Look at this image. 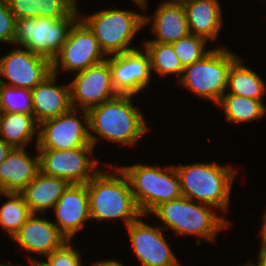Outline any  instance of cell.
I'll return each instance as SVG.
<instances>
[{
	"instance_id": "6da1fadb",
	"label": "cell",
	"mask_w": 266,
	"mask_h": 266,
	"mask_svg": "<svg viewBox=\"0 0 266 266\" xmlns=\"http://www.w3.org/2000/svg\"><path fill=\"white\" fill-rule=\"evenodd\" d=\"M133 95H117L88 111L83 110L85 126L89 127L90 141L93 146L99 139L92 133L111 142L134 146L147 132L143 113L132 104Z\"/></svg>"
},
{
	"instance_id": "7a4b0ae2",
	"label": "cell",
	"mask_w": 266,
	"mask_h": 266,
	"mask_svg": "<svg viewBox=\"0 0 266 266\" xmlns=\"http://www.w3.org/2000/svg\"><path fill=\"white\" fill-rule=\"evenodd\" d=\"M114 169L117 175L103 173V170H100L86 184L90 218L96 220L120 218L125 221L127 227L143 215L134 199L128 177L119 167Z\"/></svg>"
},
{
	"instance_id": "3957f363",
	"label": "cell",
	"mask_w": 266,
	"mask_h": 266,
	"mask_svg": "<svg viewBox=\"0 0 266 266\" xmlns=\"http://www.w3.org/2000/svg\"><path fill=\"white\" fill-rule=\"evenodd\" d=\"M175 167L182 196L227 211L233 180L237 174L235 169L217 163H194Z\"/></svg>"
},
{
	"instance_id": "277c9868",
	"label": "cell",
	"mask_w": 266,
	"mask_h": 266,
	"mask_svg": "<svg viewBox=\"0 0 266 266\" xmlns=\"http://www.w3.org/2000/svg\"><path fill=\"white\" fill-rule=\"evenodd\" d=\"M213 208L215 207L181 196L161 203L151 214L162 221L164 231L168 227L175 234L203 237L208 243L229 224L224 217L216 215Z\"/></svg>"
},
{
	"instance_id": "5b68a950",
	"label": "cell",
	"mask_w": 266,
	"mask_h": 266,
	"mask_svg": "<svg viewBox=\"0 0 266 266\" xmlns=\"http://www.w3.org/2000/svg\"><path fill=\"white\" fill-rule=\"evenodd\" d=\"M128 177L132 193L143 216L161 203L180 198V179L175 166H158L136 164L119 167Z\"/></svg>"
},
{
	"instance_id": "8992f818",
	"label": "cell",
	"mask_w": 266,
	"mask_h": 266,
	"mask_svg": "<svg viewBox=\"0 0 266 266\" xmlns=\"http://www.w3.org/2000/svg\"><path fill=\"white\" fill-rule=\"evenodd\" d=\"M238 58L228 48H212L202 59L184 67L179 83L217 104L227 91L229 69Z\"/></svg>"
},
{
	"instance_id": "52a82bcc",
	"label": "cell",
	"mask_w": 266,
	"mask_h": 266,
	"mask_svg": "<svg viewBox=\"0 0 266 266\" xmlns=\"http://www.w3.org/2000/svg\"><path fill=\"white\" fill-rule=\"evenodd\" d=\"M144 16L130 10L107 9L80 20L94 33L100 48L108 57L136 49L131 47V40L145 26Z\"/></svg>"
},
{
	"instance_id": "ba28073f",
	"label": "cell",
	"mask_w": 266,
	"mask_h": 266,
	"mask_svg": "<svg viewBox=\"0 0 266 266\" xmlns=\"http://www.w3.org/2000/svg\"><path fill=\"white\" fill-rule=\"evenodd\" d=\"M76 7L61 19L22 18L15 20L14 42L52 61L67 40L70 28L81 17Z\"/></svg>"
},
{
	"instance_id": "9c48e42d",
	"label": "cell",
	"mask_w": 266,
	"mask_h": 266,
	"mask_svg": "<svg viewBox=\"0 0 266 266\" xmlns=\"http://www.w3.org/2000/svg\"><path fill=\"white\" fill-rule=\"evenodd\" d=\"M93 151L94 146L66 150L37 149L40 171L65 179L70 184H87L100 171L97 169L99 160L89 158Z\"/></svg>"
},
{
	"instance_id": "30bf717a",
	"label": "cell",
	"mask_w": 266,
	"mask_h": 266,
	"mask_svg": "<svg viewBox=\"0 0 266 266\" xmlns=\"http://www.w3.org/2000/svg\"><path fill=\"white\" fill-rule=\"evenodd\" d=\"M106 59L94 33L78 19L70 28L60 52L51 61L52 72L58 75L60 68L66 72H81Z\"/></svg>"
},
{
	"instance_id": "8fae6325",
	"label": "cell",
	"mask_w": 266,
	"mask_h": 266,
	"mask_svg": "<svg viewBox=\"0 0 266 266\" xmlns=\"http://www.w3.org/2000/svg\"><path fill=\"white\" fill-rule=\"evenodd\" d=\"M69 85L72 108H82L81 111H88L119 95L113 86L109 56L106 60L78 72Z\"/></svg>"
},
{
	"instance_id": "7c38bea8",
	"label": "cell",
	"mask_w": 266,
	"mask_h": 266,
	"mask_svg": "<svg viewBox=\"0 0 266 266\" xmlns=\"http://www.w3.org/2000/svg\"><path fill=\"white\" fill-rule=\"evenodd\" d=\"M79 109L71 108L66 113L39 123L37 149H75L93 146L89 127H85L77 117Z\"/></svg>"
},
{
	"instance_id": "4fadbf2b",
	"label": "cell",
	"mask_w": 266,
	"mask_h": 266,
	"mask_svg": "<svg viewBox=\"0 0 266 266\" xmlns=\"http://www.w3.org/2000/svg\"><path fill=\"white\" fill-rule=\"evenodd\" d=\"M51 73L49 59L24 47L13 49L0 58V84L32 90Z\"/></svg>"
},
{
	"instance_id": "5bb4252c",
	"label": "cell",
	"mask_w": 266,
	"mask_h": 266,
	"mask_svg": "<svg viewBox=\"0 0 266 266\" xmlns=\"http://www.w3.org/2000/svg\"><path fill=\"white\" fill-rule=\"evenodd\" d=\"M127 230L135 256L143 266H180L162 227H152L139 217L127 226Z\"/></svg>"
},
{
	"instance_id": "9a60e30c",
	"label": "cell",
	"mask_w": 266,
	"mask_h": 266,
	"mask_svg": "<svg viewBox=\"0 0 266 266\" xmlns=\"http://www.w3.org/2000/svg\"><path fill=\"white\" fill-rule=\"evenodd\" d=\"M113 86L120 95H136L152 77L150 57L145 50L134 49L109 56Z\"/></svg>"
},
{
	"instance_id": "2e32d148",
	"label": "cell",
	"mask_w": 266,
	"mask_h": 266,
	"mask_svg": "<svg viewBox=\"0 0 266 266\" xmlns=\"http://www.w3.org/2000/svg\"><path fill=\"white\" fill-rule=\"evenodd\" d=\"M60 232L72 240L77 231L90 220L89 196L86 184H71L53 207Z\"/></svg>"
},
{
	"instance_id": "e0dca14e",
	"label": "cell",
	"mask_w": 266,
	"mask_h": 266,
	"mask_svg": "<svg viewBox=\"0 0 266 266\" xmlns=\"http://www.w3.org/2000/svg\"><path fill=\"white\" fill-rule=\"evenodd\" d=\"M36 215L31 214L28 217L12 241L26 251L47 256L61 247L67 238L53 222Z\"/></svg>"
},
{
	"instance_id": "ac0fdd59",
	"label": "cell",
	"mask_w": 266,
	"mask_h": 266,
	"mask_svg": "<svg viewBox=\"0 0 266 266\" xmlns=\"http://www.w3.org/2000/svg\"><path fill=\"white\" fill-rule=\"evenodd\" d=\"M57 75L49 74L31 90L33 115L38 123L57 117L72 108L70 85L56 84Z\"/></svg>"
},
{
	"instance_id": "d6986e66",
	"label": "cell",
	"mask_w": 266,
	"mask_h": 266,
	"mask_svg": "<svg viewBox=\"0 0 266 266\" xmlns=\"http://www.w3.org/2000/svg\"><path fill=\"white\" fill-rule=\"evenodd\" d=\"M153 21H152V20ZM152 23L156 38L145 42L173 43L190 34L183 2H162L151 16H144V25Z\"/></svg>"
},
{
	"instance_id": "ffe728a7",
	"label": "cell",
	"mask_w": 266,
	"mask_h": 266,
	"mask_svg": "<svg viewBox=\"0 0 266 266\" xmlns=\"http://www.w3.org/2000/svg\"><path fill=\"white\" fill-rule=\"evenodd\" d=\"M39 171V153L30 157L25 148H12L0 164V192L20 193Z\"/></svg>"
},
{
	"instance_id": "44dd1931",
	"label": "cell",
	"mask_w": 266,
	"mask_h": 266,
	"mask_svg": "<svg viewBox=\"0 0 266 266\" xmlns=\"http://www.w3.org/2000/svg\"><path fill=\"white\" fill-rule=\"evenodd\" d=\"M188 26L191 34L214 41L222 26V10L218 0H186Z\"/></svg>"
},
{
	"instance_id": "7402d4cb",
	"label": "cell",
	"mask_w": 266,
	"mask_h": 266,
	"mask_svg": "<svg viewBox=\"0 0 266 266\" xmlns=\"http://www.w3.org/2000/svg\"><path fill=\"white\" fill-rule=\"evenodd\" d=\"M70 185L65 179L48 176L39 171L20 193L31 214H42L46 209H52L55 206Z\"/></svg>"
},
{
	"instance_id": "603a6c76",
	"label": "cell",
	"mask_w": 266,
	"mask_h": 266,
	"mask_svg": "<svg viewBox=\"0 0 266 266\" xmlns=\"http://www.w3.org/2000/svg\"><path fill=\"white\" fill-rule=\"evenodd\" d=\"M39 123L33 114L1 112L0 139L12 148H25L33 136L38 139Z\"/></svg>"
},
{
	"instance_id": "cb8c5ba5",
	"label": "cell",
	"mask_w": 266,
	"mask_h": 266,
	"mask_svg": "<svg viewBox=\"0 0 266 266\" xmlns=\"http://www.w3.org/2000/svg\"><path fill=\"white\" fill-rule=\"evenodd\" d=\"M15 19L68 16L78 5L76 0H6Z\"/></svg>"
},
{
	"instance_id": "d4e9b609",
	"label": "cell",
	"mask_w": 266,
	"mask_h": 266,
	"mask_svg": "<svg viewBox=\"0 0 266 266\" xmlns=\"http://www.w3.org/2000/svg\"><path fill=\"white\" fill-rule=\"evenodd\" d=\"M240 57L231 65L228 73V86L226 94H235L248 97L254 100H262L266 93V85L263 79L251 70L242 65Z\"/></svg>"
},
{
	"instance_id": "484cf974",
	"label": "cell",
	"mask_w": 266,
	"mask_h": 266,
	"mask_svg": "<svg viewBox=\"0 0 266 266\" xmlns=\"http://www.w3.org/2000/svg\"><path fill=\"white\" fill-rule=\"evenodd\" d=\"M217 104L222 107L226 120L231 123L254 121L266 115V106L262 100L224 93Z\"/></svg>"
},
{
	"instance_id": "4316f807",
	"label": "cell",
	"mask_w": 266,
	"mask_h": 266,
	"mask_svg": "<svg viewBox=\"0 0 266 266\" xmlns=\"http://www.w3.org/2000/svg\"><path fill=\"white\" fill-rule=\"evenodd\" d=\"M0 193L10 198L0 208V227L13 239L25 224L31 212L21 193Z\"/></svg>"
},
{
	"instance_id": "83f0119b",
	"label": "cell",
	"mask_w": 266,
	"mask_h": 266,
	"mask_svg": "<svg viewBox=\"0 0 266 266\" xmlns=\"http://www.w3.org/2000/svg\"><path fill=\"white\" fill-rule=\"evenodd\" d=\"M144 46L150 57L151 72L155 70L159 76L163 77L171 74L181 77L184 67L172 44L144 42Z\"/></svg>"
},
{
	"instance_id": "f1b7e54d",
	"label": "cell",
	"mask_w": 266,
	"mask_h": 266,
	"mask_svg": "<svg viewBox=\"0 0 266 266\" xmlns=\"http://www.w3.org/2000/svg\"><path fill=\"white\" fill-rule=\"evenodd\" d=\"M0 112L33 114L31 90L0 84Z\"/></svg>"
},
{
	"instance_id": "f546056e",
	"label": "cell",
	"mask_w": 266,
	"mask_h": 266,
	"mask_svg": "<svg viewBox=\"0 0 266 266\" xmlns=\"http://www.w3.org/2000/svg\"><path fill=\"white\" fill-rule=\"evenodd\" d=\"M206 42V39L190 33L171 44L181 64L186 67L202 59L211 51V49H205Z\"/></svg>"
},
{
	"instance_id": "4dcf8cb0",
	"label": "cell",
	"mask_w": 266,
	"mask_h": 266,
	"mask_svg": "<svg viewBox=\"0 0 266 266\" xmlns=\"http://www.w3.org/2000/svg\"><path fill=\"white\" fill-rule=\"evenodd\" d=\"M72 245L71 240H67L61 247L45 256L47 261L27 258L31 266H82L81 255Z\"/></svg>"
},
{
	"instance_id": "1f68e13d",
	"label": "cell",
	"mask_w": 266,
	"mask_h": 266,
	"mask_svg": "<svg viewBox=\"0 0 266 266\" xmlns=\"http://www.w3.org/2000/svg\"><path fill=\"white\" fill-rule=\"evenodd\" d=\"M15 17L6 0H0V41L13 43L15 37Z\"/></svg>"
},
{
	"instance_id": "d6a6232c",
	"label": "cell",
	"mask_w": 266,
	"mask_h": 266,
	"mask_svg": "<svg viewBox=\"0 0 266 266\" xmlns=\"http://www.w3.org/2000/svg\"><path fill=\"white\" fill-rule=\"evenodd\" d=\"M11 150L12 147L0 139V164L7 158Z\"/></svg>"
},
{
	"instance_id": "836d02e7",
	"label": "cell",
	"mask_w": 266,
	"mask_h": 266,
	"mask_svg": "<svg viewBox=\"0 0 266 266\" xmlns=\"http://www.w3.org/2000/svg\"><path fill=\"white\" fill-rule=\"evenodd\" d=\"M91 266H123V264L118 260H104V261H97L93 263V265Z\"/></svg>"
},
{
	"instance_id": "e575fe53",
	"label": "cell",
	"mask_w": 266,
	"mask_h": 266,
	"mask_svg": "<svg viewBox=\"0 0 266 266\" xmlns=\"http://www.w3.org/2000/svg\"><path fill=\"white\" fill-rule=\"evenodd\" d=\"M260 266H266V245H260L258 262Z\"/></svg>"
},
{
	"instance_id": "d590c367",
	"label": "cell",
	"mask_w": 266,
	"mask_h": 266,
	"mask_svg": "<svg viewBox=\"0 0 266 266\" xmlns=\"http://www.w3.org/2000/svg\"><path fill=\"white\" fill-rule=\"evenodd\" d=\"M264 215V218H263V226L261 227V245H266V212L263 214Z\"/></svg>"
},
{
	"instance_id": "8d00e7d4",
	"label": "cell",
	"mask_w": 266,
	"mask_h": 266,
	"mask_svg": "<svg viewBox=\"0 0 266 266\" xmlns=\"http://www.w3.org/2000/svg\"><path fill=\"white\" fill-rule=\"evenodd\" d=\"M132 1H134L138 6H140V8H142V9H147L146 7H147V1L148 0H132Z\"/></svg>"
},
{
	"instance_id": "74e56055",
	"label": "cell",
	"mask_w": 266,
	"mask_h": 266,
	"mask_svg": "<svg viewBox=\"0 0 266 266\" xmlns=\"http://www.w3.org/2000/svg\"><path fill=\"white\" fill-rule=\"evenodd\" d=\"M240 266H260V264H259V263H258V264H255V263H252V262L250 261V263L247 262L246 264H244V265H240Z\"/></svg>"
},
{
	"instance_id": "f35d334b",
	"label": "cell",
	"mask_w": 266,
	"mask_h": 266,
	"mask_svg": "<svg viewBox=\"0 0 266 266\" xmlns=\"http://www.w3.org/2000/svg\"><path fill=\"white\" fill-rule=\"evenodd\" d=\"M186 0H164V2H184Z\"/></svg>"
},
{
	"instance_id": "ab89813d",
	"label": "cell",
	"mask_w": 266,
	"mask_h": 266,
	"mask_svg": "<svg viewBox=\"0 0 266 266\" xmlns=\"http://www.w3.org/2000/svg\"><path fill=\"white\" fill-rule=\"evenodd\" d=\"M0 266H17V265H13V264H0Z\"/></svg>"
}]
</instances>
